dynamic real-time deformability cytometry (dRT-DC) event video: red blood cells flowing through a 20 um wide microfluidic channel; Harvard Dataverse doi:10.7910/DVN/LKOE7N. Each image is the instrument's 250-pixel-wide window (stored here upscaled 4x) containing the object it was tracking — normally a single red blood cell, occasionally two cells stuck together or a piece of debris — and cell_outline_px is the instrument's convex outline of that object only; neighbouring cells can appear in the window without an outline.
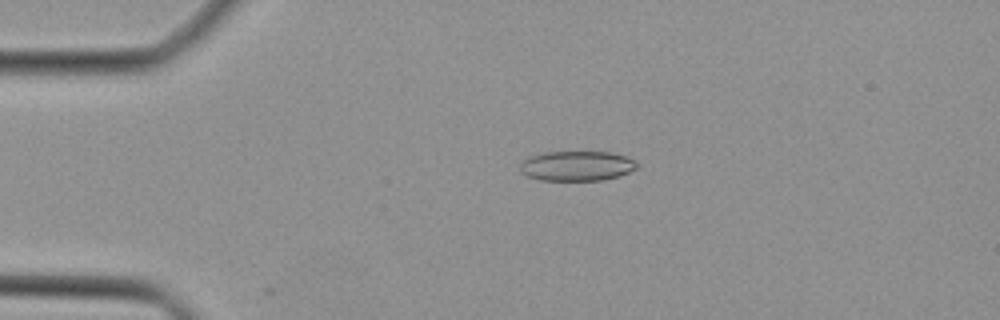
{"species": "Egyptian fruit bat (a non-hibernating species)", "species_latin": "Rousettus aegyptiacus", "temperature_condition": "cold", "stored_images_in_passage": 17, "camera_frame_rate_fps": 3000, "um_per_image_px": 0.085, "animal": {"sex": "female"}, "frame": {"image": 1, "passage_image": 10, "time_ms": 3.0, "image_size_px": [1000, 320], "cell_outline_px": [[640, 164], [636, 168], [620, 176], [604, 180], [540, 180], [528, 176], [520, 172], [520, 160], [528, 156], [544, 152], [612, 152], [636, 160]], "centroid_in_image_um": [49.02, 14.1], "position_along_channel_um": 36.0, "area_um2": 20.63}}
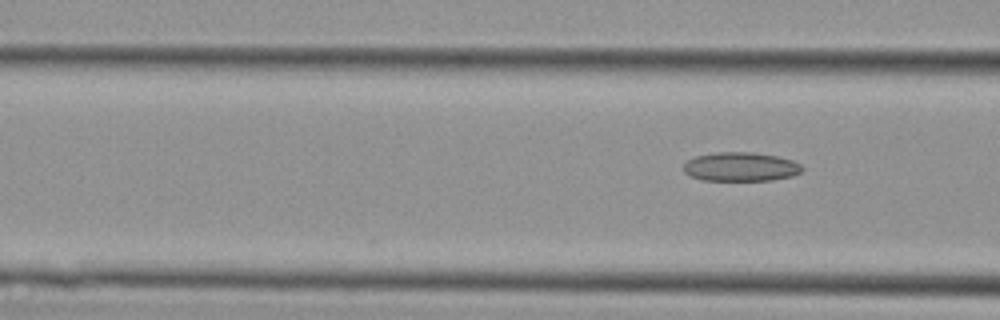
{"frame": {"image": 2, "passage_image": 17, "time_ms": 5.333, "image_size_px": [1000, 320], "cell_outline_px": [[804, 168], [800, 172], [792, 176], [772, 180], [704, 180], [692, 176], [684, 172], [684, 164], [688, 160], [696, 156], [716, 152], [752, 152], [776, 156], [792, 160], [800, 164]], "centroid_in_image_um": [62.97, 14.17], "position_along_channel_um": 103.6, "area_um2": 19.88}}